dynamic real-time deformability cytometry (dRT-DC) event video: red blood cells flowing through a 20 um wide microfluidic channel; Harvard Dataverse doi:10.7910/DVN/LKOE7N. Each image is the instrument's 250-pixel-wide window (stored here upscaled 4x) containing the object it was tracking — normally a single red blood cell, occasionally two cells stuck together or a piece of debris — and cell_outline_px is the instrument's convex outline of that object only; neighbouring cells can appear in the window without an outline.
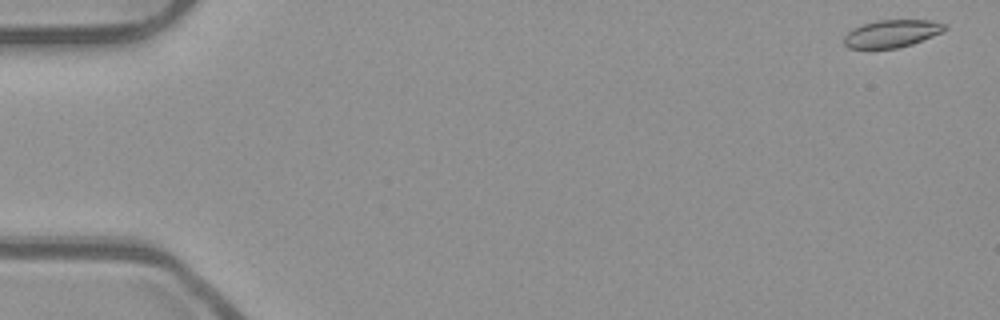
{"species": "common noctule bat (a hibernating species)", "species_latin": "Nyctalus noctula", "temperature_condition": "room temperature", "stored_images_in_passage": 17, "camera_frame_rate_fps": 3000, "um_per_image_px": 0.085, "animal": {"sex": "male", "body_mass_g": 23.1, "forearm_length_mm": 52.7}, "frame": {"image": 1, "passage_image": 1, "time_ms": 0.0, "image_size_px": [1000, 320], "cell_outline_px": [[948, 28], [932, 36], [912, 44], [896, 48], [848, 48], [844, 44], [844, 36], [852, 28], [876, 20], [928, 20], [948, 24]], "centroid_in_image_um": [75.8, 2.84], "position_along_channel_um": 9.2, "area_um2": 16.07}}
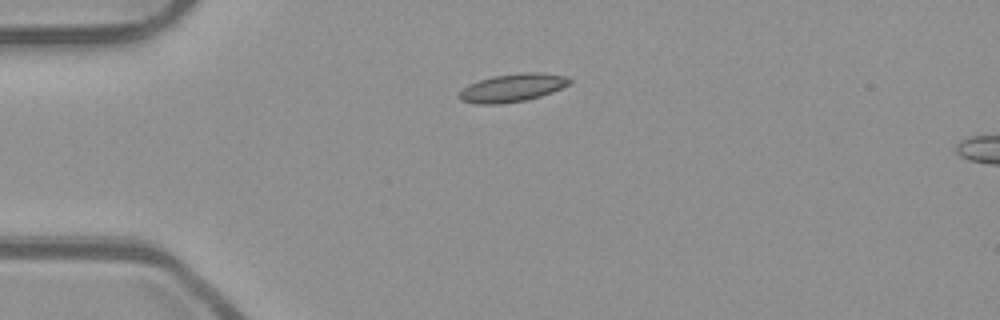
{"frame": {"image": 2, "passage_image": 13, "time_ms": 4.0, "image_size_px": [1000, 320], "cell_outline_px": [[572, 80], [568, 84], [552, 92], [540, 96], [524, 100], [496, 104], [476, 104], [460, 100], [460, 92], [468, 84], [492, 76], [524, 72], [540, 72], [564, 76]], "centroid_in_image_um": [43.54, 7.45], "position_along_channel_um": 41.5, "area_um2": 17.74}}